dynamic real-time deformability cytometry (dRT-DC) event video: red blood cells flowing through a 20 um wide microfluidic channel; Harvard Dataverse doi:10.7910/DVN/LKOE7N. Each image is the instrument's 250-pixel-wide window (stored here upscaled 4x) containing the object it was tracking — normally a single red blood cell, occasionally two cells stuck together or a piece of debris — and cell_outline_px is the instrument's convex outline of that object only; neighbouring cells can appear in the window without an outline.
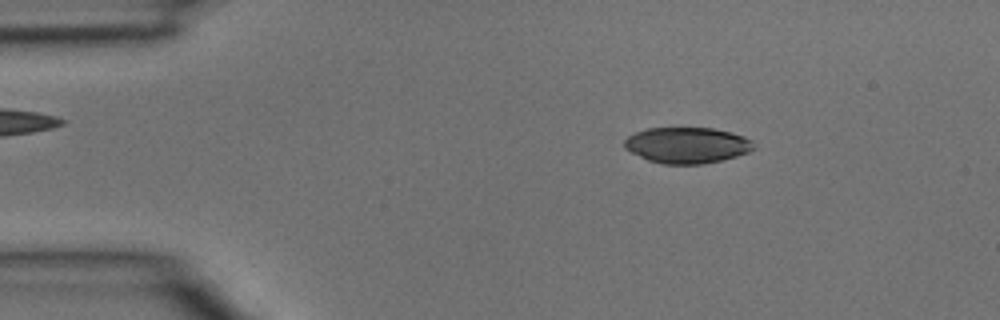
{"species": "common noctule bat (a hibernating species)", "species_latin": "Nyctalus noctula", "temperature_condition": "room temperature", "stored_images_in_passage": 2, "camera_frame_rate_fps": 3000, "um_per_image_px": 0.085, "animal": {"sex": "male", "body_mass_g": 15.6}, "frame": {"image": 1, "passage_image": 1, "time_ms": 0.0, "image_size_px": [1000, 320], "cell_outline_px": [[756, 148], [748, 152], [736, 156], [704, 164], [664, 164], [648, 160], [624, 148], [624, 140], [628, 136], [636, 132], [648, 128], [712, 128], [732, 132], [744, 136], [752, 140]], "centroid_in_image_um": [58.42, 12.34], "position_along_channel_um": 26.6, "area_um2": 27.11}}
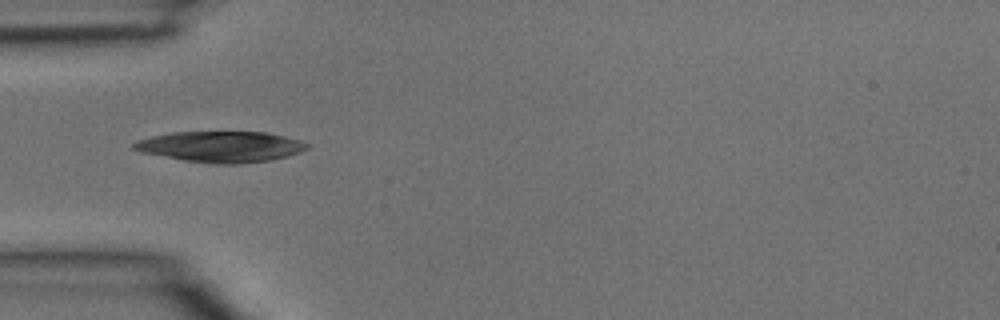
{"frame": {"image": 2, "passage_image": 2, "time_ms": 0.333, "image_size_px": [1000, 320], "cell_outline_px": [[308, 148], [300, 152], [288, 156], [272, 160], [240, 164], [212, 164], [184, 160], [140, 152], [132, 148], [132, 144], [136, 140], [152, 136], [172, 132], [268, 132], [300, 140], [308, 144]], "centroid_in_image_um": [18.77, 12.47], "position_along_channel_um": 66.2, "area_um2": 31.33}}